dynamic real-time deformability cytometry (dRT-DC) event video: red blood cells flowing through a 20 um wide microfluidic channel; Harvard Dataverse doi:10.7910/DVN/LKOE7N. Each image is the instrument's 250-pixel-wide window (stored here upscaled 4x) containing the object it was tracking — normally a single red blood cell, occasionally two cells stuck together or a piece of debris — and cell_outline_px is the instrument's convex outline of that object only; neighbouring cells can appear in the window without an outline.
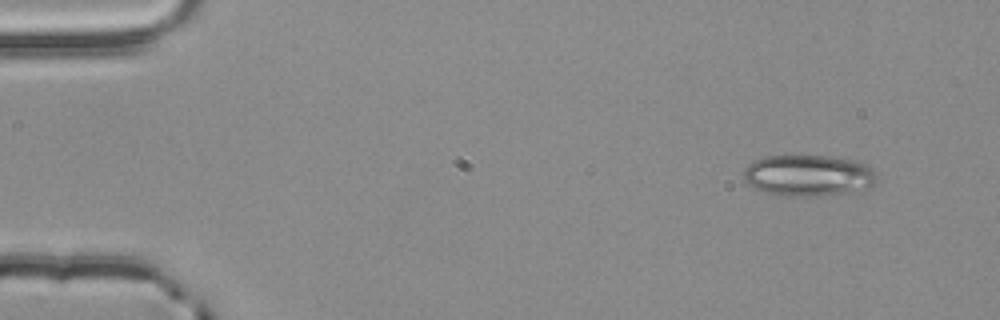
{"species": "common noctule bat (a hibernating species)", "species_latin": "Nyctalus noctula", "temperature_condition": "room temperature", "stored_images_in_passage": 3, "camera_frame_rate_fps": 3000, "um_per_image_px": 0.085, "animal": {"sex": "male", "body_mass_g": 20.4}, "frame": {"image": 1, "passage_image": 1, "time_ms": 0.0, "image_size_px": [1000, 320], "cell_outline_px": [[876, 184], [868, 188], [852, 192], [816, 196], [784, 196], [768, 192], [756, 188], [748, 184], [744, 180], [744, 168], [752, 160], [764, 156], [828, 156], [860, 160], [868, 164], [872, 168], [876, 176]], "centroid_in_image_um": [68.75, 14.9], "position_along_channel_um": 16.3, "area_um2": 32.43}}